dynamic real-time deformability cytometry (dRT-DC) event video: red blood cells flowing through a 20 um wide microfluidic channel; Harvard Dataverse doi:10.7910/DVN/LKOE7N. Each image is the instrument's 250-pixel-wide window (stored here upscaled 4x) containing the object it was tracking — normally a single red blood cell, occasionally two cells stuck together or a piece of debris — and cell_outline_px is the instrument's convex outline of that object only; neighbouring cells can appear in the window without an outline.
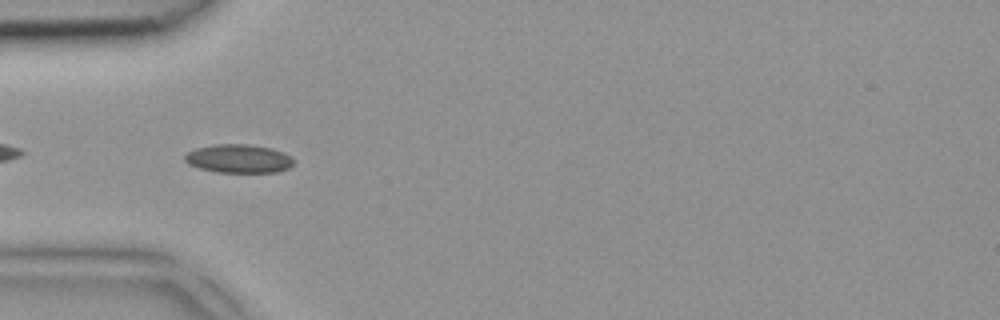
{"species": "common noctule bat (a hibernating species)", "species_latin": "Nyctalus noctula", "temperature_condition": "room temperature", "stored_images_in_passage": 6, "camera_frame_rate_fps": 3000, "um_per_image_px": 0.085, "animal": {"sex": "female", "body_mass_g": 18.4}, "frame": {"image": 1, "passage_image": 4, "time_ms": 1.0, "image_size_px": [1000, 320], "cell_outline_px": [[292, 164], [288, 168], [276, 172], [216, 172], [200, 168], [188, 164], [184, 160], [184, 156], [188, 152], [196, 148], [212, 144], [248, 144], [272, 148], [284, 152], [292, 156]], "centroid_in_image_um": [20.27, 13.47], "position_along_channel_um": 64.7, "area_um2": 18.15}}